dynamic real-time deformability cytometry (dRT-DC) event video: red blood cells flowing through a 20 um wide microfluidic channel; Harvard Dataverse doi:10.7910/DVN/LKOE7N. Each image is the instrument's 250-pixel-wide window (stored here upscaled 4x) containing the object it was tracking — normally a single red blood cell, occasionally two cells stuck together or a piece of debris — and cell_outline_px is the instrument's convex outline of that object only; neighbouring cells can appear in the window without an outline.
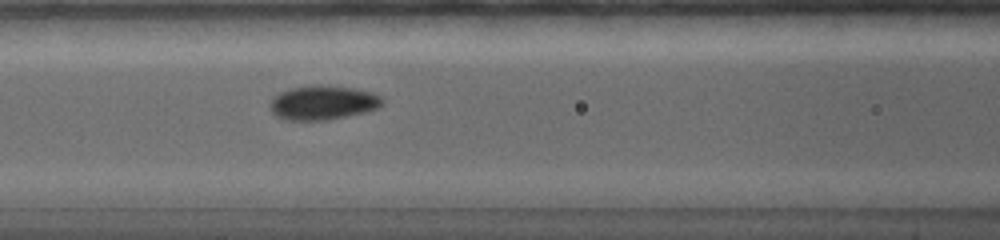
{"species": "common noctule bat (a hibernating species)", "species_latin": "Nyctalus noctula", "temperature_condition": "warm", "stored_images_in_passage": 49, "camera_frame_rate_fps": 5000, "um_per_image_px": 0.085, "animal": {"sex": "female", "body_mass_g": 19.0, "forearm_length_mm": 56.7}, "frame": {"image": 1, "passage_image": 16, "time_ms": 5.0, "image_size_px": [1000, 240], "cell_outline_px": [[384, 104], [376, 108], [364, 112], [328, 120], [284, 120], [276, 116], [272, 112], [268, 104], [272, 96], [288, 88], [312, 84], [328, 84], [356, 88], [372, 92], [380, 96], [384, 100]], "centroid_in_image_um": [27.41, 8.7], "position_along_channel_um": 139.2, "area_um2": 23.0}}
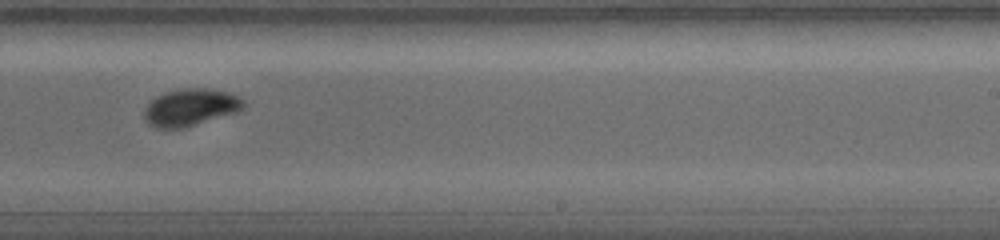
{"frame": {"image": 2, "passage_image": 28, "time_ms": 8.6, "image_size_px": [1000, 240], "cell_outline_px": [[244, 108], [236, 112], [184, 128], [156, 128], [148, 124], [144, 120], [144, 108], [156, 96], [164, 92], [180, 88], [212, 88], [228, 92], [240, 96], [244, 100]], "centroid_in_image_um": [16.18, 9.11], "position_along_channel_um": 272.8, "area_um2": 21.73}}
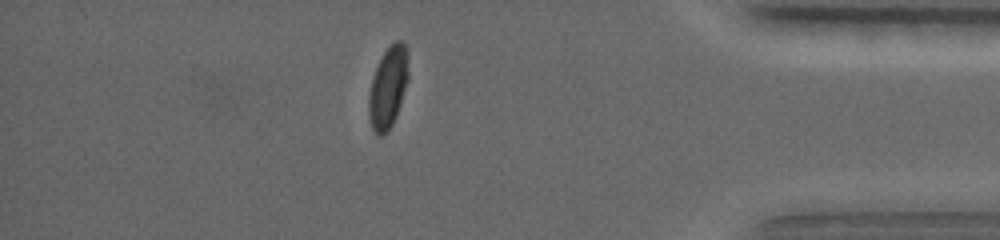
{"frame": {"image": 3, "passage_image": 43, "time_ms": 13.0, "image_size_px": [1000, 240], "cell_outline_px": [[408, 80], [396, 116], [388, 132], [380, 136], [376, 136], [372, 128], [368, 116], [368, 96], [372, 76], [384, 52], [396, 40], [400, 40], [408, 48]], "centroid_in_image_um": [32.98, 7.45], "position_along_channel_um": 402.2, "area_um2": 18.96}}